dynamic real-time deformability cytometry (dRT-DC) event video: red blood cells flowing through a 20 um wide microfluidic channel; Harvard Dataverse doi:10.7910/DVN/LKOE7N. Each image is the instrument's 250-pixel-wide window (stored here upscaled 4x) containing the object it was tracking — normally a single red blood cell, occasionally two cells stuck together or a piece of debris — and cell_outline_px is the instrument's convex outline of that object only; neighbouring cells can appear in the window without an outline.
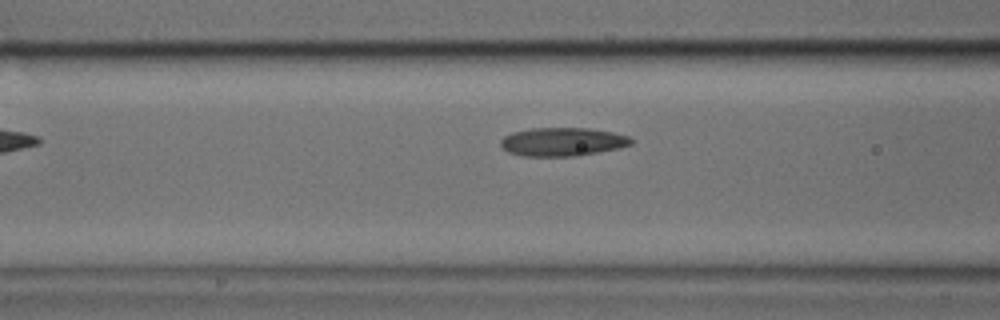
{"species": "common noctule bat (a hibernating species)", "species_latin": "Nyctalus noctula", "temperature_condition": "cold", "stored_images_in_passage": 27, "camera_frame_rate_fps": 3000, "um_per_image_px": 0.085, "animal": {"sex": "male", "body_mass_g": 17.9, "forearm_length_mm": 54.2}, "frame": {"image": 1, "passage_image": 5, "time_ms": 1.333, "image_size_px": [1000, 320], "cell_outline_px": [[636, 140], [632, 144], [620, 148], [576, 156], [524, 156], [508, 152], [500, 144], [500, 140], [504, 136], [512, 132], [528, 128], [588, 128], [612, 132], [628, 136]], "centroid_in_image_um": [47.82, 12.05], "position_along_channel_um": 118.8, "area_um2": 21.79}}
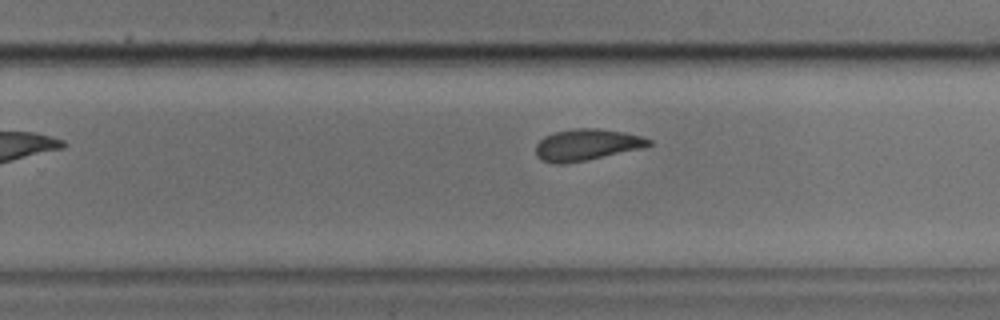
{"frame": {"image": 2, "passage_image": 17, "time_ms": 5.333, "image_size_px": [1000, 320], "cell_outline_px": [[652, 144], [644, 148], [564, 164], [552, 164], [540, 160], [536, 156], [536, 144], [544, 136], [556, 132], [572, 128], [600, 128], [624, 132], [640, 136], [652, 140]], "centroid_in_image_um": [49.85, 12.3], "position_along_channel_um": 280.0, "area_um2": 20.81}}
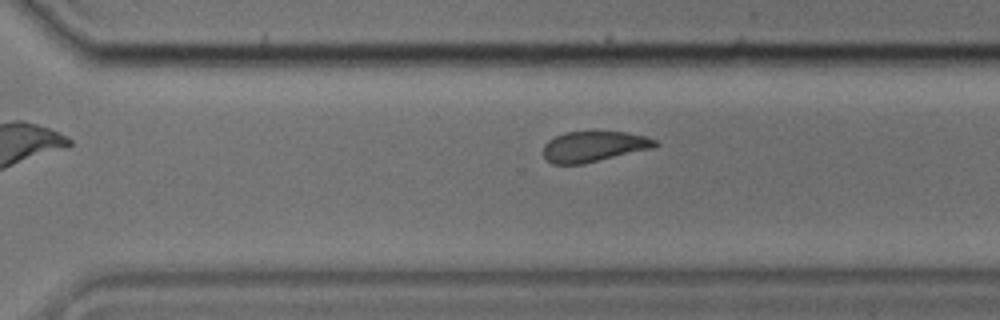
{"frame": {"image": 3, "passage_image": 20, "time_ms": 6.333, "image_size_px": [1000, 320], "cell_outline_px": [[660, 144], [652, 148], [584, 164], [552, 164], [544, 156], [544, 144], [548, 140], [556, 136], [568, 132], [624, 132], [644, 136], [656, 140]], "centroid_in_image_um": [50.47, 12.46], "position_along_channel_um": 320.1, "area_um2": 19.71}}